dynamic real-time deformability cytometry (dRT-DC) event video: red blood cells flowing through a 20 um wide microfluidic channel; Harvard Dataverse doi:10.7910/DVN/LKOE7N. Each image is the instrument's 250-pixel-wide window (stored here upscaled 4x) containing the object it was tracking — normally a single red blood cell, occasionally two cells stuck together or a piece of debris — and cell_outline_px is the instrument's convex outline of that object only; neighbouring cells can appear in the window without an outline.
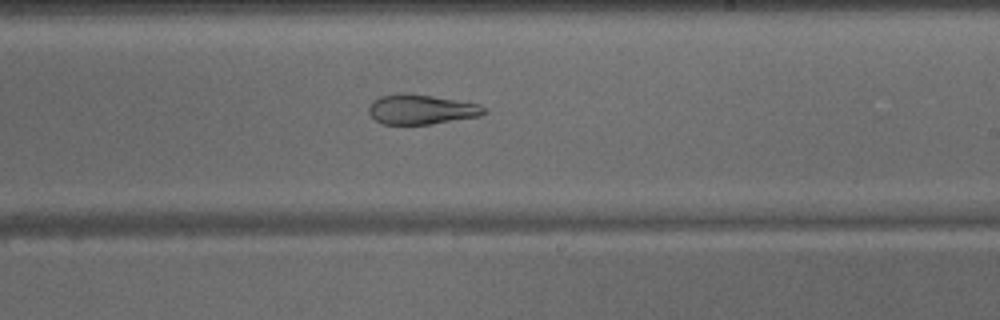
{"species": "common noctule bat (a hibernating species)", "species_latin": "Nyctalus noctula", "temperature_condition": "warm", "stored_images_in_passage": 32, "camera_frame_rate_fps": 3000, "um_per_image_px": 0.085, "animal": {"sex": "male", "body_mass_g": 15.6}, "frame": {"image": 1, "passage_image": 20, "time_ms": 6.333, "image_size_px": [1000, 320], "cell_outline_px": [[488, 112], [480, 116], [428, 124], [380, 124], [368, 112], [368, 108], [372, 100], [380, 96], [396, 92], [404, 92], [432, 96], [480, 104], [488, 108]], "centroid_in_image_um": [35.79, 9.28], "position_along_channel_um": 253.2, "area_um2": 20.23}}